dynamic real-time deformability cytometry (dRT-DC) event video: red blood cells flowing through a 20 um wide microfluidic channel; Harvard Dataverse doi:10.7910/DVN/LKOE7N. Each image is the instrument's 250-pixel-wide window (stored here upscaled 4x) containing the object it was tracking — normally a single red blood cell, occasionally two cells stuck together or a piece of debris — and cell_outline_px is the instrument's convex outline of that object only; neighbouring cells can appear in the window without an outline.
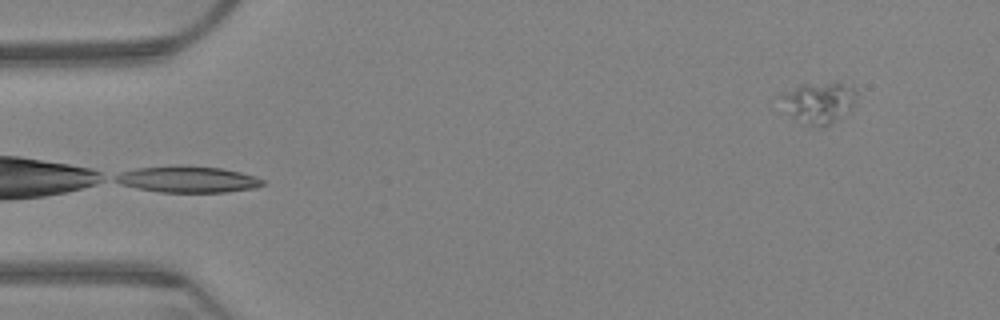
{"species": "Egyptian fruit bat (a non-hibernating species)", "species_latin": "Rousettus aegyptiacus", "temperature_condition": "warm", "stored_images_in_passage": 60, "camera_frame_rate_fps": 3000, "um_per_image_px": 0.085, "animal": {"sex": "female"}, "frame": {"image": 1, "passage_image": 1, "time_ms": 0.0, "image_size_px": [1000, 320], "cell_outline_px": [[856, 100], [852, 104], [828, 124], [808, 124], [796, 116], [776, 96], [800, 84], [836, 80], [840, 80], [852, 84], [856, 92]], "centroid_in_image_um": [69.63, 8.55], "position_along_channel_um": 15.4, "area_um2": 17.46}}
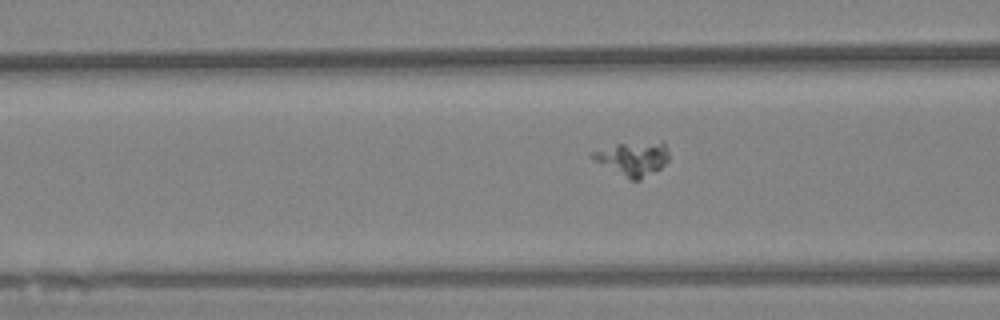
{"frame": {"image": 2, "passage_image": 21, "time_ms": 6.667, "image_size_px": [1000, 320], "cell_outline_px": [[668, 160], [660, 168], [640, 180], [628, 180], [588, 156], [588, 152], [616, 144], [660, 140], [664, 140], [668, 152]], "centroid_in_image_um": [53.79, 13.45], "position_along_channel_um": 112.8, "area_um2": 15.43}}
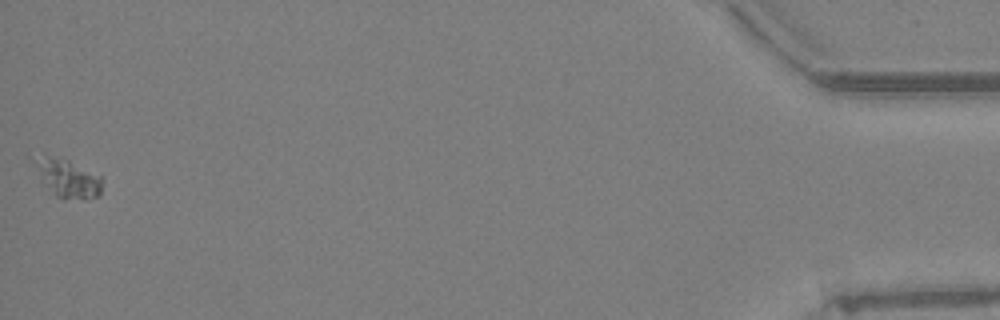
{"frame": {"image": 3, "passage_image": 60, "time_ms": 19.667, "image_size_px": [1000, 320], "cell_outline_px": [[100, 196], [84, 200], [64, 200], [56, 196], [48, 184], [36, 164], [36, 160], [48, 156], [68, 160], [100, 176]], "centroid_in_image_um": [5.89, 15.23], "position_along_channel_um": 429.3, "area_um2": 13.93}}